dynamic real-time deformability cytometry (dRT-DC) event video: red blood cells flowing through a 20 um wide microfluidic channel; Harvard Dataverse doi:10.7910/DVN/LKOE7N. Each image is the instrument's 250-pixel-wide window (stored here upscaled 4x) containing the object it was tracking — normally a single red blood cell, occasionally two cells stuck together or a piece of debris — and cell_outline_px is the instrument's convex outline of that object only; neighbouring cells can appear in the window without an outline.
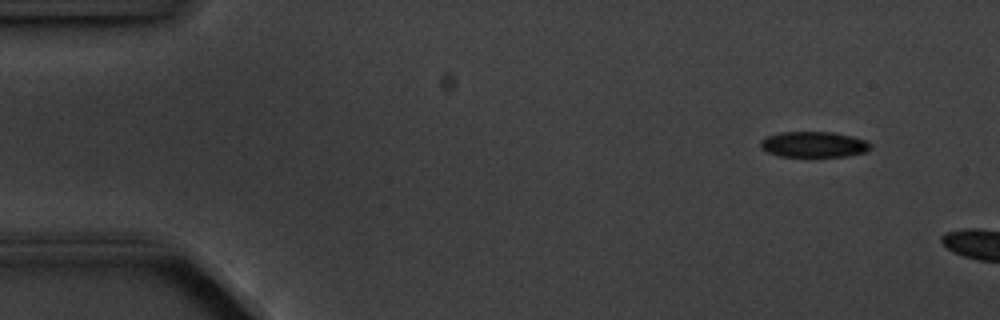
{"species": "common noctule bat (a hibernating species)", "species_latin": "Nyctalus noctula", "temperature_condition": "cold", "stored_images_in_passage": 3, "camera_frame_rate_fps": 3000, "um_per_image_px": 0.085, "animal": {"sex": "male", "body_mass_g": 20.1, "forearm_length_mm": 53.5}, "frame": {"image": 1, "passage_image": 2, "time_ms": 1.0, "image_size_px": [1000, 320], "cell_outline_px": [[872, 148], [868, 152], [848, 156], [780, 156], [768, 152], [760, 144], [760, 140], [768, 136], [780, 132], [832, 132], [852, 136], [864, 140], [872, 144]], "centroid_in_image_um": [69.23, 12.27], "position_along_channel_um": 15.8, "area_um2": 16.42}}